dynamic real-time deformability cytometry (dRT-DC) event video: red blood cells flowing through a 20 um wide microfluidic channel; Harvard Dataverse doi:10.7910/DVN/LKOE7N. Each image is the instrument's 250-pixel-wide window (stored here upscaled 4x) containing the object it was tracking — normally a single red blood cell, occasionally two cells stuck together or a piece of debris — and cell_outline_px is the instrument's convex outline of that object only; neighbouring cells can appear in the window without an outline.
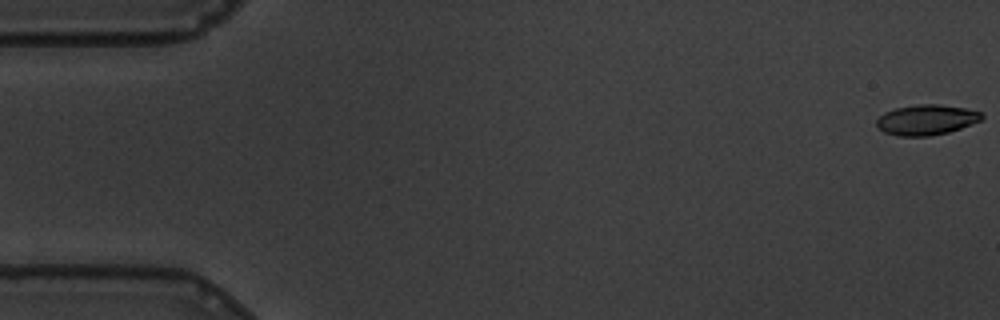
{"species": "common noctule bat (a hibernating species)", "species_latin": "Nyctalus noctula", "temperature_condition": "warm", "stored_images_in_passage": 51, "camera_frame_rate_fps": 3000, "um_per_image_px": 0.085, "animal": {"sex": "male", "body_mass_g": 19.5, "forearm_length_mm": 54.6}, "frame": {"image": 1, "passage_image": 1, "time_ms": 0.0, "image_size_px": [1000, 320], "cell_outline_px": [[984, 116], [980, 120], [960, 128], [948, 132], [928, 136], [896, 136], [884, 132], [876, 124], [876, 120], [884, 112], [896, 108], [916, 104], [936, 104], [964, 108], [980, 112]], "centroid_in_image_um": [78.71, 10.18], "position_along_channel_um": 6.3, "area_um2": 18.38}}
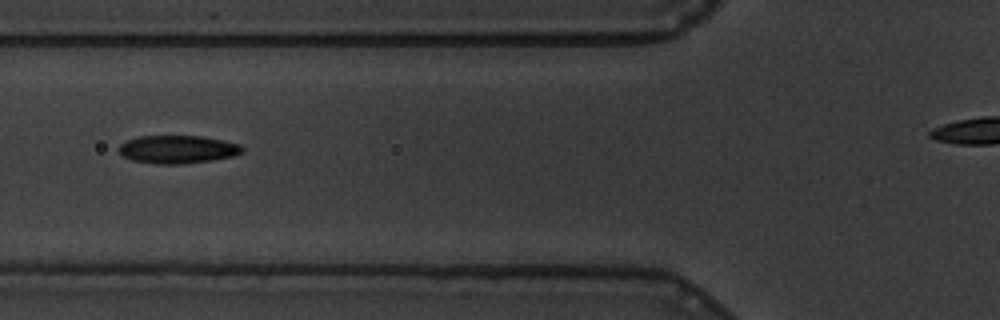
{"frame": {"image": 2, "passage_image": 22, "time_ms": 7.0, "image_size_px": [1000, 320], "cell_outline_px": [[244, 152], [232, 156], [212, 160], [180, 164], [156, 164], [132, 160], [124, 156], [116, 148], [120, 144], [128, 140], [140, 136], [200, 136], [224, 140], [240, 144], [244, 148]], "centroid_in_image_um": [15.11, 12.69], "position_along_channel_um": 110.7, "area_um2": 20.17}}
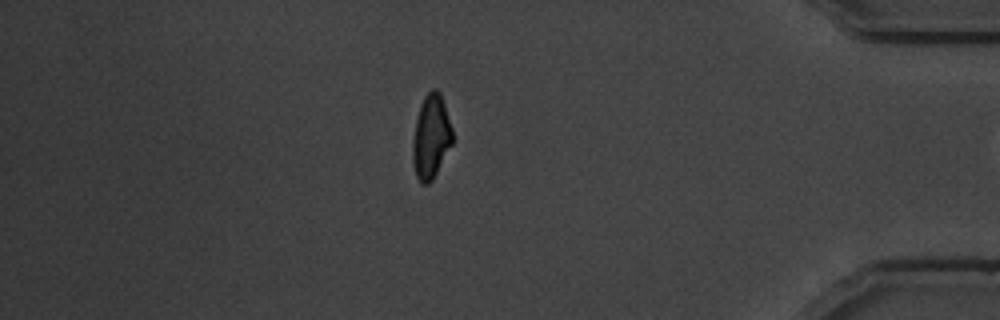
{"frame": {"image": 3, "passage_image": 50, "time_ms": 16.333, "image_size_px": [1000, 320], "cell_outline_px": [[452, 144], [432, 180], [428, 184], [420, 184], [416, 176], [412, 160], [412, 144], [416, 120], [420, 104], [424, 96], [432, 88], [436, 88], [440, 92], [452, 128]], "centroid_in_image_um": [36.62, 11.62], "position_along_channel_um": 398.6, "area_um2": 19.42}}